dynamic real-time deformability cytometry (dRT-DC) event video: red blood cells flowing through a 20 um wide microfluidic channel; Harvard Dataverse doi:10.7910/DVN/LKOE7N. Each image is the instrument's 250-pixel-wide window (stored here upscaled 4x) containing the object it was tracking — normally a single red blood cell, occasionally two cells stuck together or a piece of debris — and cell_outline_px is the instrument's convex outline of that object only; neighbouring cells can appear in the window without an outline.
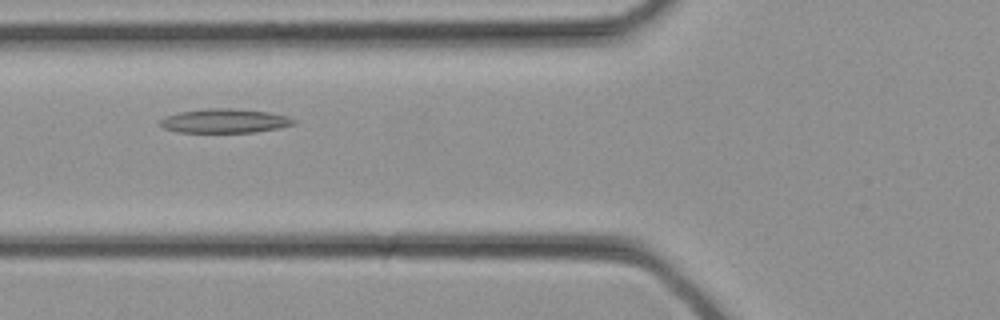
{"species": "common noctule bat (a hibernating species)", "species_latin": "Nyctalus noctula", "temperature_condition": "cold", "stored_images_in_passage": 30, "camera_frame_rate_fps": 3000, "um_per_image_px": 0.085, "animal": {"sex": "female", "body_mass_g": 21.9}, "frame": {"image": 1, "passage_image": 11, "time_ms": 3.333, "image_size_px": [1000, 320], "cell_outline_px": [[296, 124], [280, 128], [256, 132], [176, 132], [164, 128], [160, 124], [160, 120], [164, 116], [180, 112], [208, 108], [236, 108], [268, 112], [288, 116], [296, 120]], "centroid_in_image_um": [19.13, 10.27], "position_along_channel_um": 106.7, "area_um2": 18.9}}
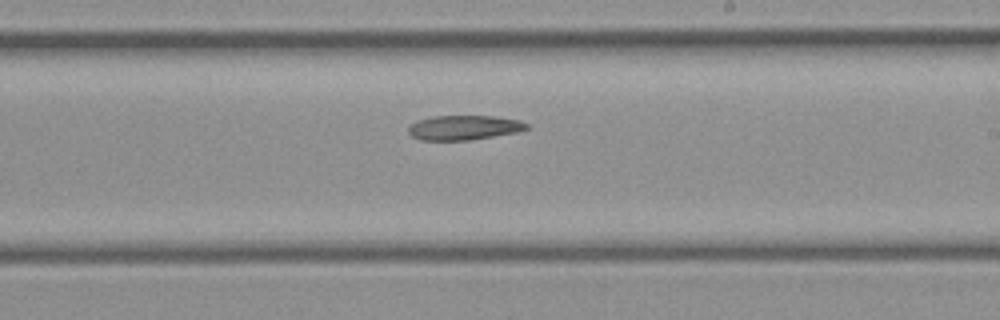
{"frame": {"image": 2, "passage_image": 18, "time_ms": 5.667, "image_size_px": [1000, 320], "cell_outline_px": [[528, 128], [516, 132], [468, 140], [420, 140], [412, 136], [408, 132], [408, 128], [416, 120], [432, 116], [492, 116], [520, 120], [528, 124]], "centroid_in_image_um": [39.4, 10.84], "position_along_channel_um": 249.6, "area_um2": 16.82}}
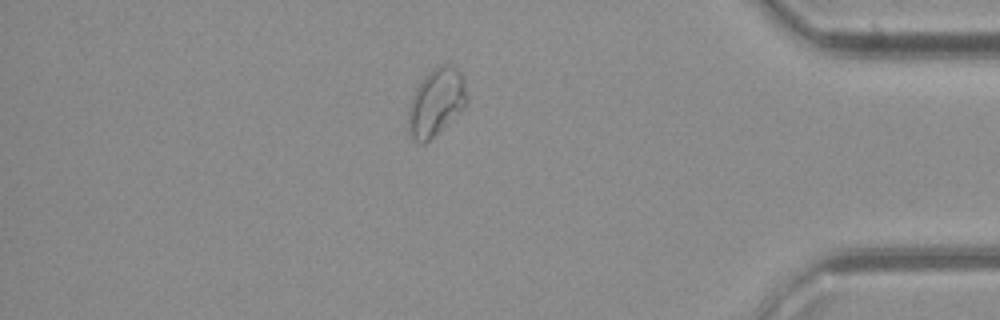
{"frame": {"image": 3, "passage_image": 27, "time_ms": 8.667, "image_size_px": [1000, 320], "cell_outline_px": [[468, 104], [424, 144], [420, 144], [412, 140], [408, 136], [408, 112], [412, 96], [416, 88], [424, 76], [436, 64], [448, 64], [456, 68], [460, 72], [464, 84], [468, 100]], "centroid_in_image_um": [37.04, 8.69], "position_along_channel_um": 398.2, "area_um2": 23.0}}